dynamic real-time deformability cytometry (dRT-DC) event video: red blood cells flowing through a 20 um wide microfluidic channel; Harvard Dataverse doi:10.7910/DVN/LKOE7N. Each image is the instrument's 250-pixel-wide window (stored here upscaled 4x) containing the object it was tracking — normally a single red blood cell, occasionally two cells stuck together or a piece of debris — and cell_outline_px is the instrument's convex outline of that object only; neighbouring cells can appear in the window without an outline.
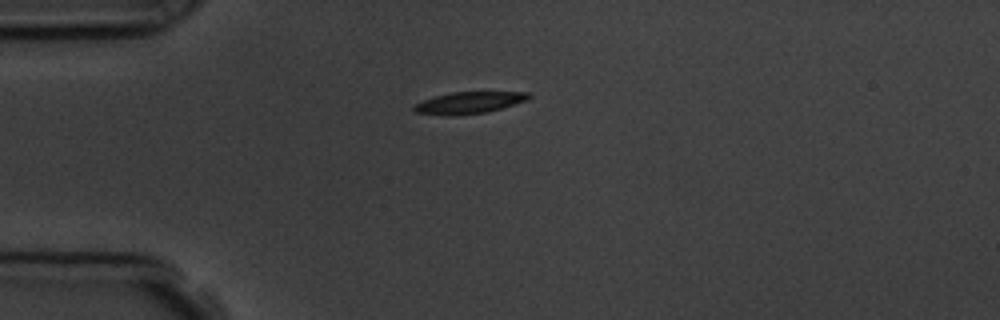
{"species": "common noctule bat (a hibernating species)", "species_latin": "Nyctalus noctula", "temperature_condition": "room temperature", "stored_images_in_passage": 3, "camera_frame_rate_fps": 3000, "um_per_image_px": 0.085, "animal": {"sex": "male", "body_mass_g": 19.5, "forearm_length_mm": 54.6}, "frame": {"image": 1, "passage_image": 3, "time_ms": 2.333, "image_size_px": [1000, 320], "cell_outline_px": [[532, 96], [528, 100], [488, 112], [452, 116], [444, 116], [416, 112], [412, 108], [416, 104], [424, 100], [436, 96], [452, 92], [528, 92]], "centroid_in_image_um": [39.89, 8.74], "position_along_channel_um": 45.1, "area_um2": 14.51}}